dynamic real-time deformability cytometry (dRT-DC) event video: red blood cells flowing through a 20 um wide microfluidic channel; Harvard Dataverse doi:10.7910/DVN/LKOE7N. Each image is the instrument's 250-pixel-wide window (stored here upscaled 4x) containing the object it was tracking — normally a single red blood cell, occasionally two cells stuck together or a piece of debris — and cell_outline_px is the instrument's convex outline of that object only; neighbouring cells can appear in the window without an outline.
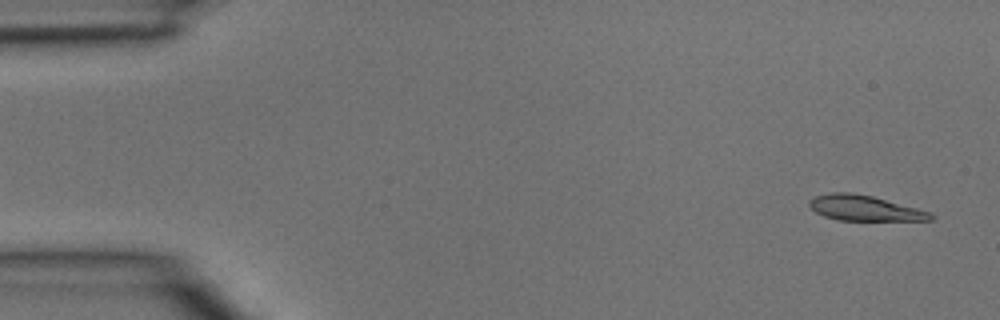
{"species": "common noctule bat (a hibernating species)", "species_latin": "Nyctalus noctula", "temperature_condition": "room temperature", "stored_images_in_passage": 4, "segment_of_instrument_passage": [1, 2], "camera_frame_rate_fps": 3000, "um_per_image_px": 0.085, "animal": {"sex": "male", "body_mass_g": 15.6}, "frame": {"image": 1, "passage_image": 1, "time_ms": 0.0, "image_size_px": [1000, 320], "cell_outline_px": [[936, 216], [932, 220], [836, 220], [824, 216], [816, 212], [808, 204], [808, 200], [816, 196], [832, 192], [848, 192], [872, 196], [932, 212]], "centroid_in_image_um": [73.5, 17.69], "position_along_channel_um": 11.5, "area_um2": 17.86}}
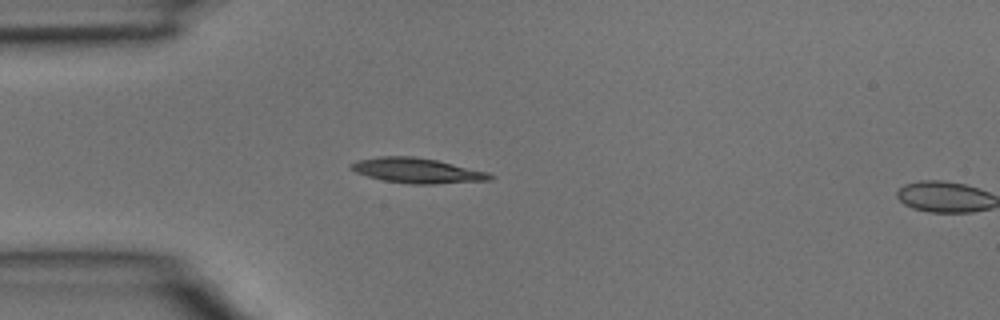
{"frame": {"image": 2, "passage_image": 3, "time_ms": 0.667, "image_size_px": [1000, 320], "cell_outline_px": [[496, 176], [492, 180], [432, 184], [408, 184], [384, 180], [368, 176], [356, 172], [348, 168], [348, 164], [356, 160], [380, 156], [412, 156], [436, 160], [488, 172]], "centroid_in_image_um": [35.44, 14.5], "position_along_channel_um": 49.6, "area_um2": 20.35}}